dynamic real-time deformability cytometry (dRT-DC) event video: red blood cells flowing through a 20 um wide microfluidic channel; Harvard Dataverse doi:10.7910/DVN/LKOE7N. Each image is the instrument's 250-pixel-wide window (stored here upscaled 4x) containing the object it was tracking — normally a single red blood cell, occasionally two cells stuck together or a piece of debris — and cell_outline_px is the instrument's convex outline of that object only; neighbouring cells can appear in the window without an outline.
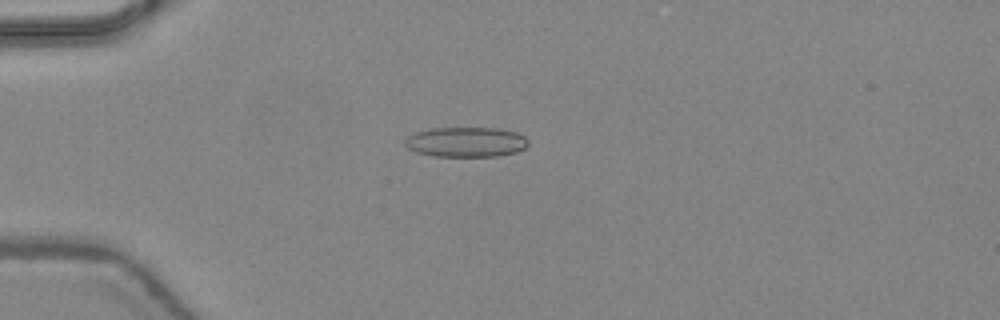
{"species": "common noctule bat (a hibernating species)", "species_latin": "Nyctalus noctula", "temperature_condition": "warm", "stored_images_in_passage": 44, "camera_frame_rate_fps": 3000, "um_per_image_px": 0.085, "animal": {"sex": "female", "body_mass_g": 24.6, "forearm_length_mm": 56.2}, "frame": {"image": 1, "passage_image": 10, "time_ms": 3.0, "image_size_px": [1000, 320], "cell_outline_px": [[528, 144], [524, 148], [516, 152], [496, 156], [436, 156], [416, 152], [408, 148], [404, 144], [404, 140], [408, 136], [416, 132], [432, 128], [496, 128], [516, 132], [524, 136], [528, 140]], "centroid_in_image_um": [39.6, 12.07], "position_along_channel_um": 45.4, "area_um2": 21.44}}
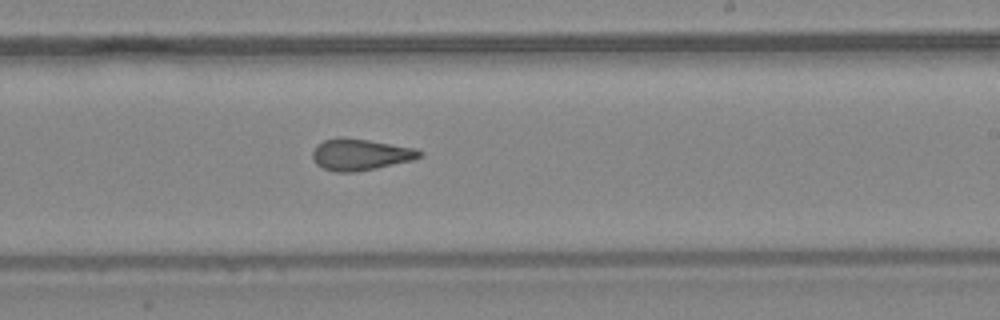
{"frame": {"image": 2, "passage_image": 26, "time_ms": 8.333, "image_size_px": [1000, 320], "cell_outline_px": [[424, 152], [420, 156], [412, 160], [376, 168], [356, 172], [336, 172], [324, 168], [316, 164], [312, 160], [312, 152], [316, 144], [324, 140], [344, 136], [416, 148]], "centroid_in_image_um": [30.59, 13.12], "position_along_channel_um": 258.4, "area_um2": 19.71}}
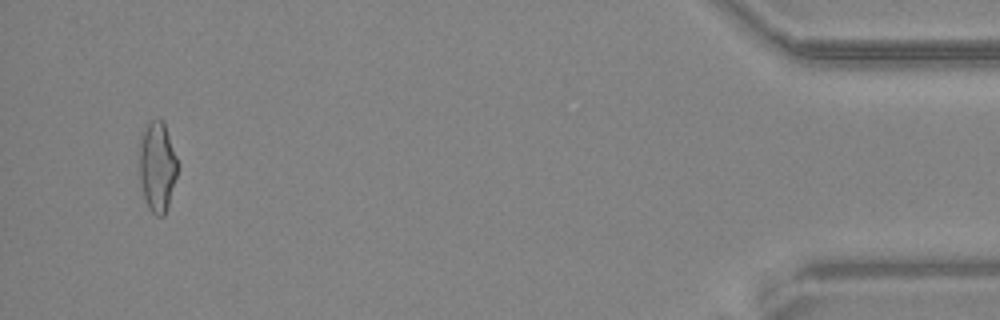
{"frame": {"image": 3, "passage_image": 42, "time_ms": 13.667, "image_size_px": [1000, 320], "cell_outline_px": [[176, 176], [168, 204], [164, 216], [156, 216], [148, 208], [144, 196], [140, 180], [140, 140], [148, 124], [152, 120], [160, 116], [164, 120], [176, 156]], "centroid_in_image_um": [13.37, 14.14], "position_along_channel_um": 421.8, "area_um2": 19.71}, "authors_computed_cell_mechanics": {"area_um2": 19.9988, "velocity_mm_per_s": 4.4711, "shape_relaxation_time_tau1_ms": null, "shape_relaxation_time_tau2_ms": 1.9181, "deformation_change_tau1": null, "deformation_change_tau2": 0.1042}}